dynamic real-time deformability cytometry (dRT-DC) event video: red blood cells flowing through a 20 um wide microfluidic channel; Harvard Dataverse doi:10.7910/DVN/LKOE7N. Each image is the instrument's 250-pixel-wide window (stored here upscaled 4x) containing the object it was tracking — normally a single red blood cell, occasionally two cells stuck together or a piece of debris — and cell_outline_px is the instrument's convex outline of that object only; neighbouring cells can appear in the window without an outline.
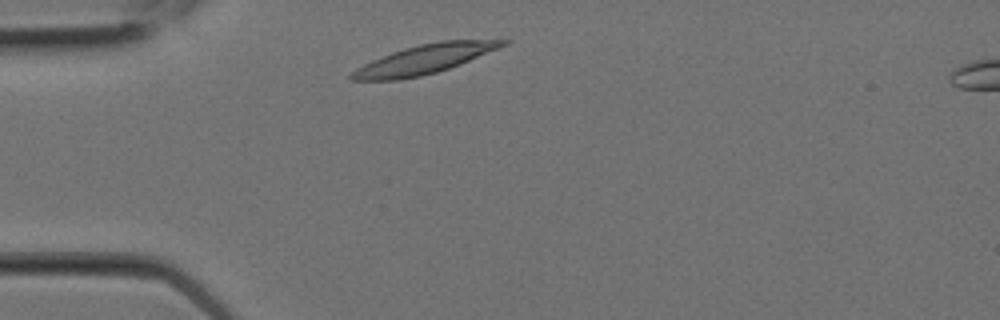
{"species": "Egyptian fruit bat (a non-hibernating species)", "species_latin": "Rousettus aegyptiacus", "temperature_condition": "room temperature", "stored_images_in_passage": 3, "camera_frame_rate_fps": 3000, "um_per_image_px": 0.085, "animal": {"sex": "female"}, "frame": {"image": 1, "passage_image": 1, "time_ms": 0.0, "image_size_px": [1000, 320], "cell_outline_px": [[512, 40], [508, 44], [460, 64], [436, 72], [420, 76], [400, 80], [348, 80], [348, 76], [356, 68], [372, 60], [392, 52], [404, 48], [420, 44], [440, 40]], "centroid_in_image_um": [36.04, 5.04], "position_along_channel_um": 49.0, "area_um2": 25.43}}
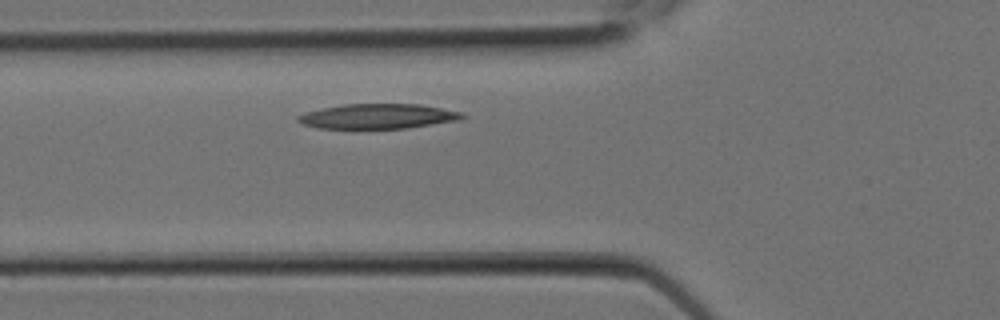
{"frame": {"image": 2, "passage_image": 3, "time_ms": 0.667, "image_size_px": [1000, 320], "cell_outline_px": [[468, 116], [460, 120], [408, 128], [316, 128], [304, 124], [296, 120], [296, 116], [320, 108], [344, 104], [420, 104], [464, 112]], "centroid_in_image_um": [32.17, 9.88], "position_along_channel_um": 93.6, "area_um2": 23.93}}